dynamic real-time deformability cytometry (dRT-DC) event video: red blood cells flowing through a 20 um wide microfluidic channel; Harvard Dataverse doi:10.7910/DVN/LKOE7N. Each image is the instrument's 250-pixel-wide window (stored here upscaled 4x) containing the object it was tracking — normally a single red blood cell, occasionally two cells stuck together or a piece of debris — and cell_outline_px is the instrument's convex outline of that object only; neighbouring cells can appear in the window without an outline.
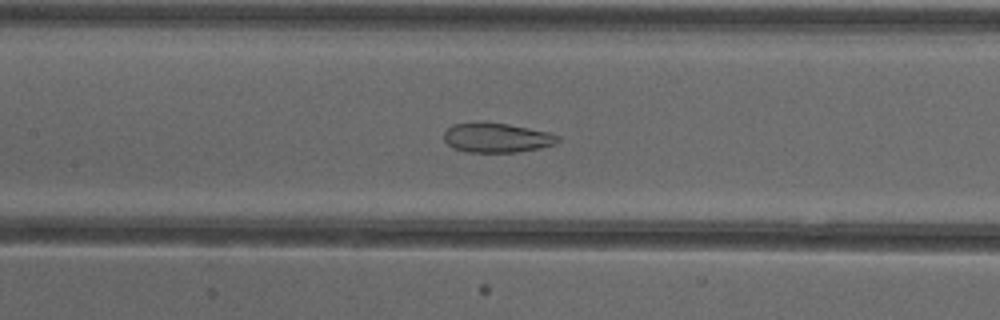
{"species": "common noctule bat (a hibernating species)", "species_latin": "Nyctalus noctula", "temperature_condition": "cold", "stored_images_in_passage": 53, "camera_frame_rate_fps": 3000, "um_per_image_px": 0.085, "animal": {"sex": "female"}, "frame": {"image": 1, "passage_image": 24, "time_ms": 7.667, "image_size_px": [1000, 320], "cell_outline_px": [[560, 140], [556, 144], [540, 148], [516, 152], [468, 152], [452, 148], [444, 140], [444, 132], [452, 124], [508, 124], [548, 132], [560, 136]], "centroid_in_image_um": [42.25, 11.74], "position_along_channel_um": 165.1, "area_um2": 19.19}}
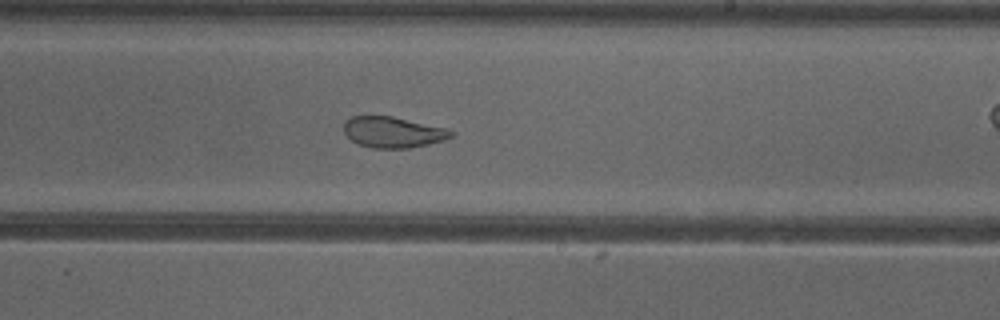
{"frame": {"image": 2, "passage_image": 31, "time_ms": 10.0, "image_size_px": [1000, 320], "cell_outline_px": [[452, 136], [444, 140], [428, 144], [408, 148], [372, 148], [360, 144], [352, 140], [344, 132], [344, 124], [352, 116], [392, 116], [448, 128], [452, 132]], "centroid_in_image_um": [33.42, 11.23], "position_along_channel_um": 255.6, "area_um2": 19.13}}
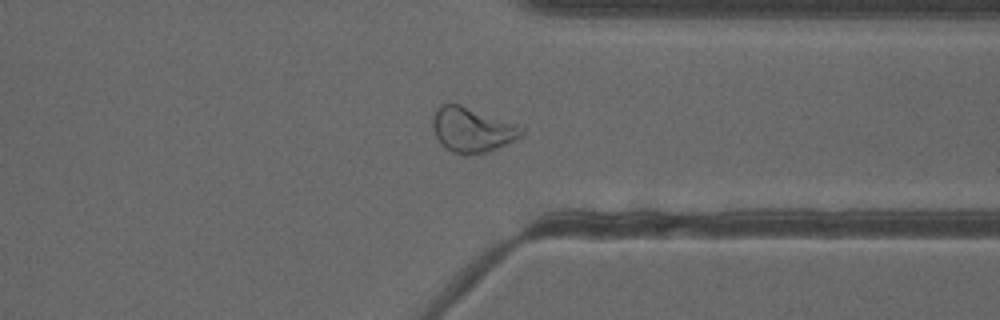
{"frame": {"image": 3, "passage_image": 40, "time_ms": 13.0, "image_size_px": [1000, 320], "cell_outline_px": [[524, 136], [488, 152], [464, 156], [452, 152], [436, 136], [432, 124], [432, 116], [440, 104], [460, 104], [516, 124], [524, 128]], "centroid_in_image_um": [40.15, 11.04], "position_along_channel_um": 371.3, "area_um2": 23.12}, "authors_computed_cell_mechanics": {"area_um2": 25.3164, "velocity_mm_per_s": 3.8911, "shape_relaxation_time_tau1_ms": null, "shape_relaxation_time_tau2_ms": 1.6467, "deformation_change_tau1": null, "deformation_change_tau2": 0.0852}}